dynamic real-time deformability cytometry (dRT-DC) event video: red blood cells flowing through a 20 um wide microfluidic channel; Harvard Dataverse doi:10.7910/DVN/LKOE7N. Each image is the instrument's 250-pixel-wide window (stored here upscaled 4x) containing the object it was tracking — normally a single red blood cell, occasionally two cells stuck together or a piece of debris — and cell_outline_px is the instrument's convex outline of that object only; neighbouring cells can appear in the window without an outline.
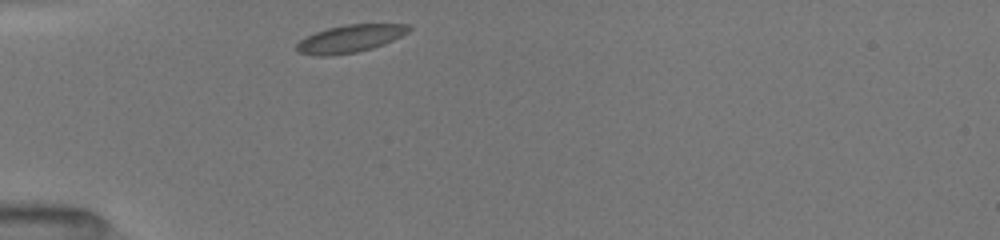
{"species": "common noctule bat (a hibernating species)", "species_latin": "Nyctalus noctula", "temperature_condition": "room temperature", "stored_images_in_passage": 12, "camera_frame_rate_fps": 3000, "um_per_image_px": 0.085, "animal": {"sex": "female", "body_mass_g": 19.5, "forearm_length_mm": 54.1}, "frame": {"image": 1, "passage_image": 1, "time_ms": 0.0, "image_size_px": [1000, 240], "cell_outline_px": [[412, 28], [408, 32], [384, 44], [372, 48], [356, 52], [332, 56], [312, 56], [296, 52], [296, 44], [300, 40], [316, 32], [328, 28], [344, 24], [412, 24]], "centroid_in_image_um": [29.73, 3.29], "position_along_channel_um": 55.3, "area_um2": 18.15}}
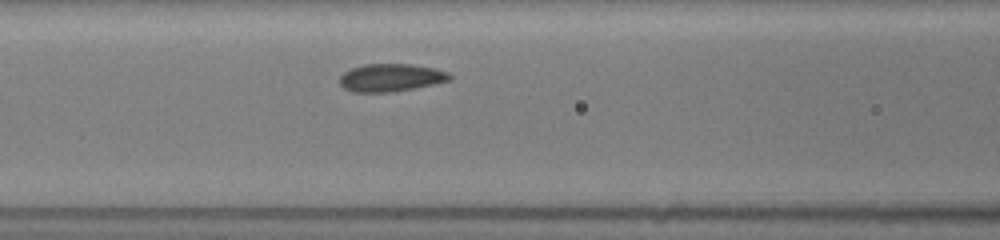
{"frame": {"image": 2, "passage_image": 6, "time_ms": 2.333, "image_size_px": [1000, 240], "cell_outline_px": [[452, 80], [416, 88], [392, 92], [352, 92], [344, 88], [340, 84], [340, 76], [344, 72], [352, 68], [364, 64], [412, 64], [432, 68], [448, 72], [452, 76]], "centroid_in_image_um": [33.23, 6.6], "position_along_channel_um": 133.4, "area_um2": 17.86}}
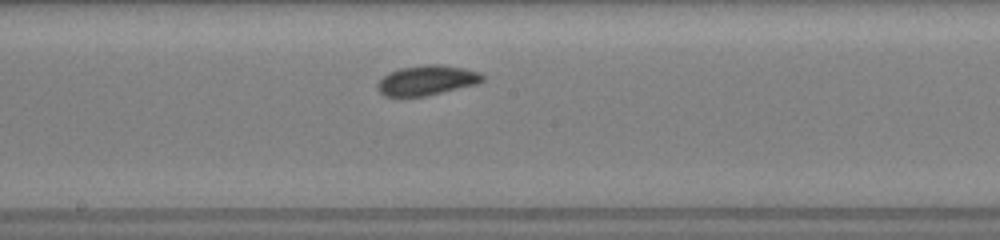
{"frame": {"image": 3, "passage_image": 9, "time_ms": 4.333, "image_size_px": [1000, 240], "cell_outline_px": [[484, 80], [476, 84], [428, 96], [384, 96], [376, 88], [376, 84], [388, 72], [400, 68], [428, 64], [440, 64], [464, 68], [480, 72], [484, 76]], "centroid_in_image_um": [36.28, 6.82], "position_along_channel_um": 211.9, "area_um2": 18.38}}